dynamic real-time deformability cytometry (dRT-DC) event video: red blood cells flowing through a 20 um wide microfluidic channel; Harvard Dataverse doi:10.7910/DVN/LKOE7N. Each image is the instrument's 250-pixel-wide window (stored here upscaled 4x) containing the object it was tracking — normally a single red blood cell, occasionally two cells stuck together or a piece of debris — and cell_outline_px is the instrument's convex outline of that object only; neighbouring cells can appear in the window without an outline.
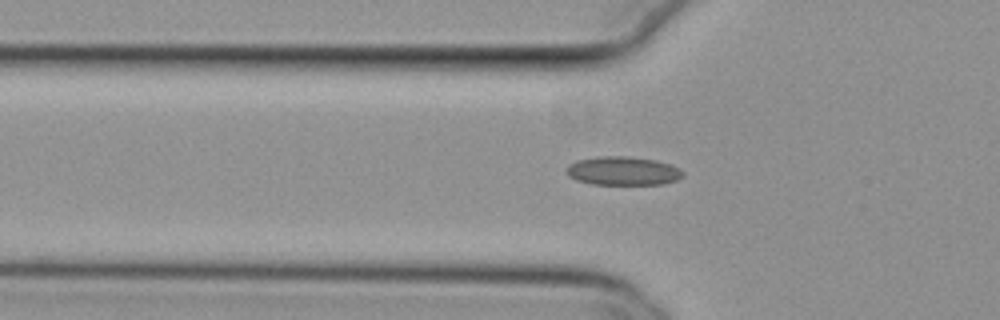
{"species": "common noctule bat (a hibernating species)", "species_latin": "Nyctalus noctula", "temperature_condition": "cold", "stored_images_in_passage": 44, "camera_frame_rate_fps": 3000, "um_per_image_px": 0.085, "animal": {"sex": "female", "body_mass_g": 29.2, "forearm_length_mm": 56.3}, "frame": {"image": 1, "passage_image": 16, "time_ms": 5.0, "image_size_px": [1000, 320], "cell_outline_px": [[684, 176], [676, 180], [664, 184], [592, 184], [576, 180], [568, 176], [564, 172], [568, 164], [576, 160], [600, 156], [624, 156], [656, 160], [672, 164], [680, 168], [684, 172]], "centroid_in_image_um": [52.94, 14.52], "position_along_channel_um": 72.9, "area_um2": 19.71}}
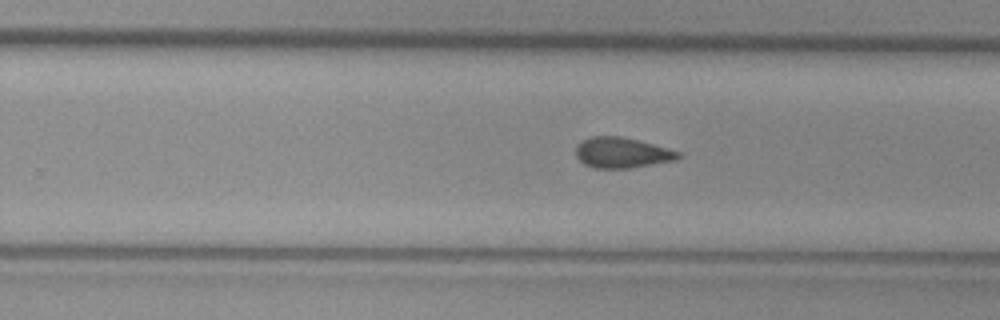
{"frame": {"image": 2, "passage_image": 32, "time_ms": 10.333, "image_size_px": [1000, 320], "cell_outline_px": [[680, 156], [676, 160], [628, 168], [596, 168], [584, 164], [576, 156], [576, 144], [592, 136], [620, 136], [668, 148], [680, 152]], "centroid_in_image_um": [52.84, 12.98], "position_along_channel_um": 277.0, "area_um2": 17.98}}
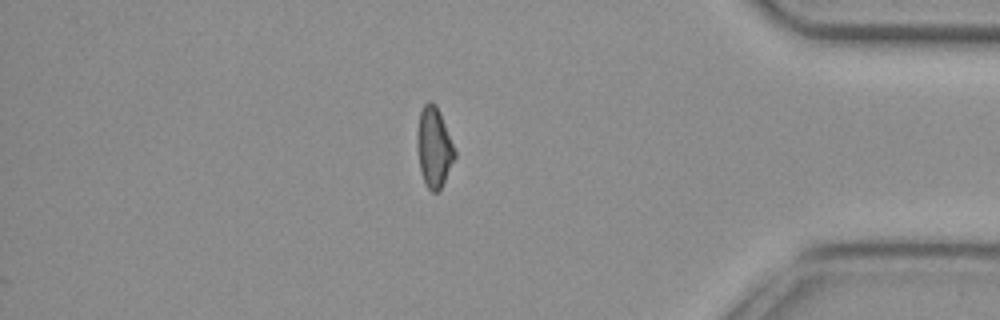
{"frame": {"image": 3, "passage_image": 44, "time_ms": 14.333, "image_size_px": [1000, 320], "cell_outline_px": [[456, 156], [440, 188], [436, 192], [432, 192], [424, 184], [420, 168], [416, 144], [416, 136], [420, 112], [424, 104], [428, 100], [432, 100], [436, 104], [440, 112], [456, 152]], "centroid_in_image_um": [36.87, 12.48], "position_along_channel_um": 398.3, "area_um2": 17.51}, "authors_computed_cell_mechanics": {"area_um2": 18.8139, "velocity_mm_per_s": 3.8188, "shape_relaxation_time_tau1_ms": null, "shape_relaxation_time_tau2_ms": 4.4662, "deformation_change_tau1": null, "deformation_change_tau2": 0.0946}}